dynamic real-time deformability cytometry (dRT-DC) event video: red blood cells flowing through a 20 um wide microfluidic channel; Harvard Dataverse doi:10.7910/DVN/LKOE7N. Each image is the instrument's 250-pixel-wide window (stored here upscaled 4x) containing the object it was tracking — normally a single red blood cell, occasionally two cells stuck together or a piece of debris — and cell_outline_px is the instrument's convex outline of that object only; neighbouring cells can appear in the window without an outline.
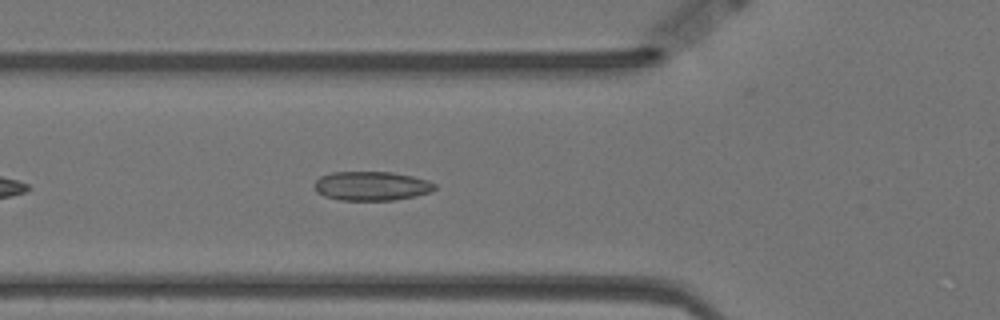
{"species": "Egyptian fruit bat (a non-hibernating species)", "species_latin": "Rousettus aegyptiacus", "temperature_condition": "warm", "stored_images_in_passage": 26, "camera_frame_rate_fps": 3000, "um_per_image_px": 0.085, "animal": {"sex": "female"}, "frame": {"image": 1, "passage_image": 8, "time_ms": 2.333, "image_size_px": [1000, 320], "cell_outline_px": [[436, 188], [432, 192], [416, 196], [392, 200], [340, 200], [324, 196], [316, 192], [316, 180], [320, 176], [332, 172], [392, 172], [412, 176], [428, 180], [436, 184]], "centroid_in_image_um": [31.61, 15.81], "position_along_channel_um": 94.2, "area_um2": 20.46}}
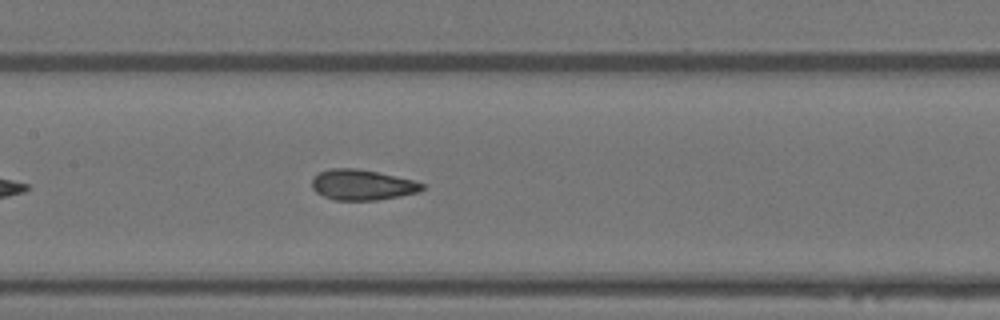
{"frame": {"image": 2, "passage_image": 15, "time_ms": 4.667, "image_size_px": [1000, 320], "cell_outline_px": [[424, 188], [420, 192], [400, 196], [376, 200], [336, 200], [324, 196], [316, 192], [312, 188], [312, 176], [320, 172], [332, 168], [356, 168], [396, 176], [412, 180], [424, 184]], "centroid_in_image_um": [30.77, 15.71], "position_along_channel_um": 176.6, "area_um2": 19.54}}
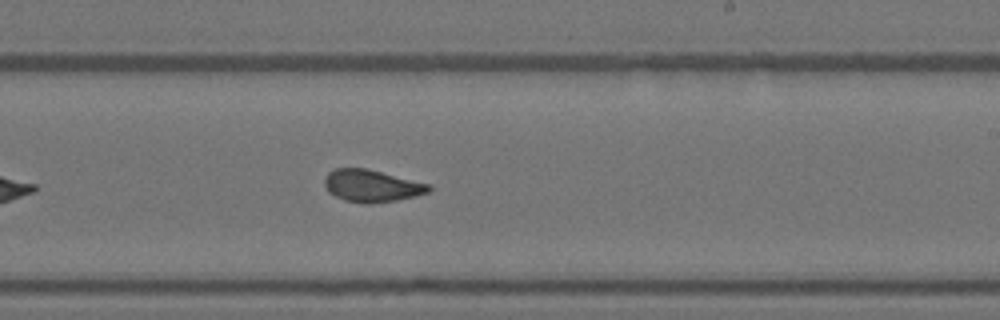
{"frame": {"image": 3, "passage_image": 22, "time_ms": 7.0, "image_size_px": [1000, 320], "cell_outline_px": [[432, 188], [428, 192], [396, 200], [368, 204], [364, 204], [344, 200], [328, 192], [324, 184], [324, 180], [328, 172], [336, 168], [368, 168], [428, 184]], "centroid_in_image_um": [31.54, 15.79], "position_along_channel_um": 257.5, "area_um2": 19.42}}